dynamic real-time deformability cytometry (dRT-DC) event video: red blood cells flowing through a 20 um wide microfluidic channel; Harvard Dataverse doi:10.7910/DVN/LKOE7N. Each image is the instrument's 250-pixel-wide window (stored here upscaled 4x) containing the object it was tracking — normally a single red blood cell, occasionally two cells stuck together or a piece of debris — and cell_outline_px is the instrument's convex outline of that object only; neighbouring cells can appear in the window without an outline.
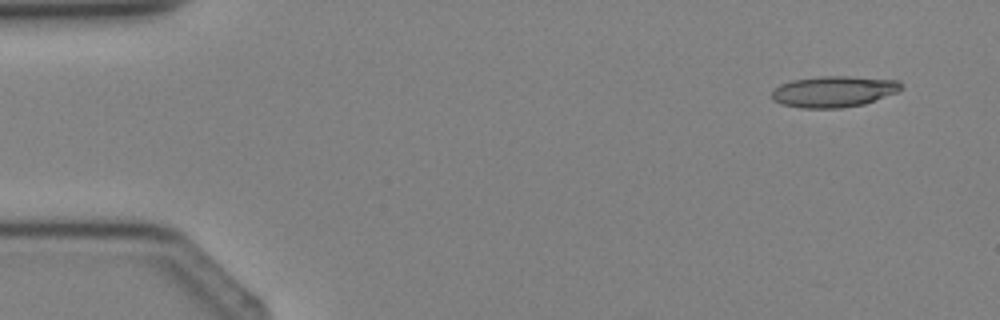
{"species": "Egyptian fruit bat (a non-hibernating species)", "species_latin": "Rousettus aegyptiacus", "temperature_condition": "cold", "stored_images_in_passage": 3, "camera_frame_rate_fps": 3000, "um_per_image_px": 0.085, "animal": {"sex": "female"}, "frame": {"image": 1, "passage_image": 1, "time_ms": 0.0, "image_size_px": [1000, 320], "cell_outline_px": [[904, 88], [896, 92], [864, 104], [844, 108], [800, 108], [780, 104], [772, 100], [772, 92], [780, 84], [792, 80], [820, 76], [848, 76], [900, 80], [904, 84]], "centroid_in_image_um": [70.88, 7.78], "position_along_channel_um": 14.1, "area_um2": 23.7}}